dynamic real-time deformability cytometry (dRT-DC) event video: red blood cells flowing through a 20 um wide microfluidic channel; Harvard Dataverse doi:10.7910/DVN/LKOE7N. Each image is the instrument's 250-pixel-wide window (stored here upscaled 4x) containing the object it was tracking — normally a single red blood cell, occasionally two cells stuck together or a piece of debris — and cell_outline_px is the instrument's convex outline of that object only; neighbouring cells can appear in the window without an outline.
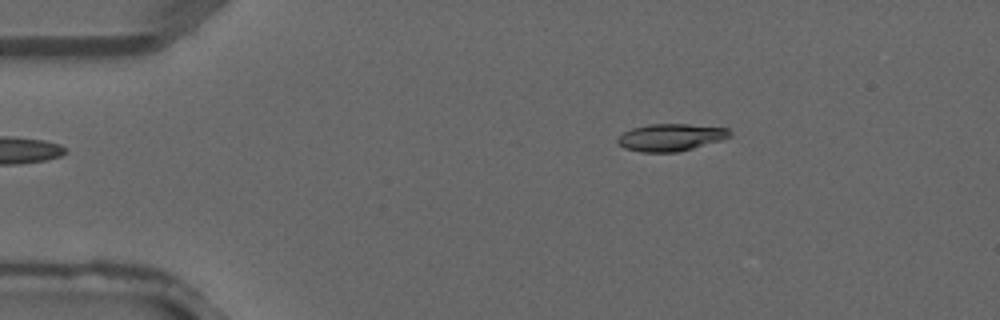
{"species": "common noctule bat (a hibernating species)", "species_latin": "Nyctalus noctula", "temperature_condition": "warm", "stored_images_in_passage": 3, "camera_frame_rate_fps": 3000, "um_per_image_px": 0.085, "animal": {"sex": "male", "forearm_length_mm": 52.5}, "frame": {"image": 1, "passage_image": 3, "time_ms": 0.667, "image_size_px": [1000, 320], "cell_outline_px": [[732, 136], [724, 140], [676, 152], [640, 152], [624, 148], [616, 140], [624, 132], [632, 128], [648, 124], [688, 124], [728, 128], [732, 132]], "centroid_in_image_um": [57.05, 11.67], "position_along_channel_um": 27.9, "area_um2": 17.86}}